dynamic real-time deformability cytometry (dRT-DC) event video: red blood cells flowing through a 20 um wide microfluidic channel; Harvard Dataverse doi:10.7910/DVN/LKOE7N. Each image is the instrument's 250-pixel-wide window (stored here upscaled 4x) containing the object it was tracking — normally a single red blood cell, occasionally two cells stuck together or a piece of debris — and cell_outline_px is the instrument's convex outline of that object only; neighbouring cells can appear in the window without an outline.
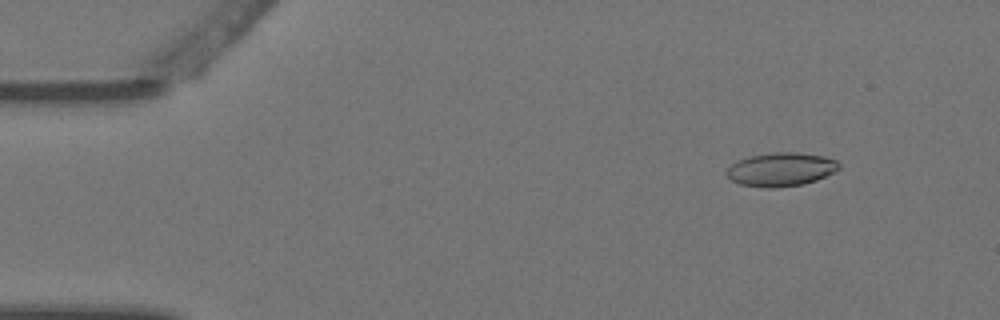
{"species": "Egyptian fruit bat (a non-hibernating species)", "species_latin": "Rousettus aegyptiacus", "temperature_condition": "warm", "stored_images_in_passage": 5, "camera_frame_rate_fps": 3000, "um_per_image_px": 0.085, "animal": {"sex": "female"}, "frame": {"image": 1, "passage_image": 2, "time_ms": 0.333, "image_size_px": [1000, 320], "cell_outline_px": [[840, 168], [836, 172], [816, 180], [804, 184], [776, 188], [768, 188], [740, 184], [732, 180], [724, 172], [736, 160], [748, 156], [772, 152], [800, 152], [824, 156], [836, 160], [840, 164]], "centroid_in_image_um": [66.4, 14.39], "position_along_channel_um": 18.6, "area_um2": 22.31}}